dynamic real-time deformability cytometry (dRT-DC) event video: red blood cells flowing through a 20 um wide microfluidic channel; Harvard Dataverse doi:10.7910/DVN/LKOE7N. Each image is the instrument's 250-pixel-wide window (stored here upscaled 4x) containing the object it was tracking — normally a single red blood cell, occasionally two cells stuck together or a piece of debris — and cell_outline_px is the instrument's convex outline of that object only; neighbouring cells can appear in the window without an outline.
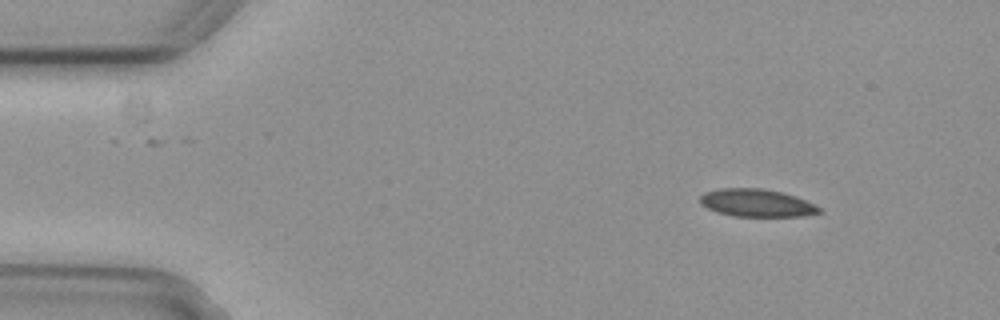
{"species": "common noctule bat (a hibernating species)", "species_latin": "Nyctalus noctula", "temperature_condition": "cold", "stored_images_in_passage": 5, "camera_frame_rate_fps": 3000, "um_per_image_px": 0.085, "animal": {"sex": "female", "body_mass_g": 29.2, "forearm_length_mm": 56.3}, "frame": {"image": 1, "passage_image": 1, "time_ms": 0.0, "image_size_px": [1000, 320], "cell_outline_px": [[824, 212], [800, 216], [732, 216], [716, 212], [700, 204], [700, 196], [704, 192], [720, 188], [760, 188], [780, 192], [796, 196], [816, 204]], "centroid_in_image_um": [64.32, 17.25], "position_along_channel_um": 20.7, "area_um2": 19.31}}